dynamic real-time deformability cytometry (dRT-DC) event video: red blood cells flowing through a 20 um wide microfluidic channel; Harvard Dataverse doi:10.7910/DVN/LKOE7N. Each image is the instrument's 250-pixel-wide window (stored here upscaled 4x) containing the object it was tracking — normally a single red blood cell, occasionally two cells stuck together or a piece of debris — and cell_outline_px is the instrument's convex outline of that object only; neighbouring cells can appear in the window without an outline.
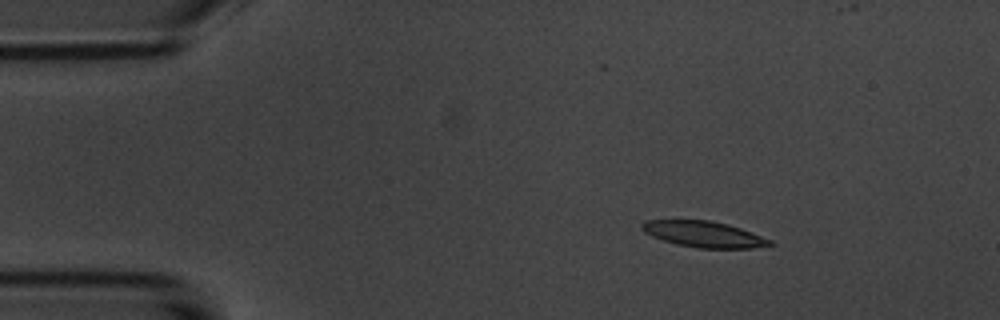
{"species": "common noctule bat (a hibernating species)", "species_latin": "Nyctalus noctula", "temperature_condition": "room temperature", "stored_images_in_passage": 5, "camera_frame_rate_fps": 3000, "um_per_image_px": 0.085, "animal": {"sex": "male", "body_mass_g": 20.1, "forearm_length_mm": 53.5}, "frame": {"image": 1, "passage_image": 3, "time_ms": 2.333, "image_size_px": [1000, 320], "cell_outline_px": [[776, 244], [752, 248], [700, 248], [676, 244], [652, 236], [644, 232], [640, 228], [640, 224], [644, 220], [708, 220], [728, 224], [740, 228], [772, 240]], "centroid_in_image_um": [59.81, 19.9], "position_along_channel_um": 25.2, "area_um2": 19.36}}